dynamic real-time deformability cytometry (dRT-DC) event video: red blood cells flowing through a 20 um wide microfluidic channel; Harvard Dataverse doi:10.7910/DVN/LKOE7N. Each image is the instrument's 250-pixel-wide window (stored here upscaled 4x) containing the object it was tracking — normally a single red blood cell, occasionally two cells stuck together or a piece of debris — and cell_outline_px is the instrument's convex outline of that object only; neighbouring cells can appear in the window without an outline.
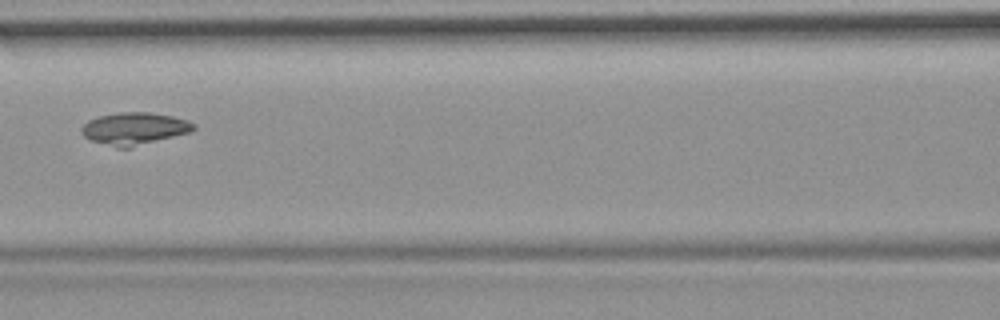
{"species": "common noctule bat (a hibernating species)", "species_latin": "Nyctalus noctula", "temperature_condition": "room temperature", "stored_images_in_passage": 3, "camera_frame_rate_fps": 3000, "um_per_image_px": 0.085, "animal": {"sex": "female", "body_mass_g": 19.9}, "frame": {"image": 1, "passage_image": 3, "time_ms": 0.667, "image_size_px": [1000, 320], "cell_outline_px": [[196, 128], [188, 132], [128, 148], [116, 148], [92, 140], [84, 136], [80, 132], [80, 128], [88, 120], [100, 116], [120, 112], [148, 112], [172, 116], [188, 120], [196, 124]], "centroid_in_image_um": [11.39, 10.92], "position_along_channel_um": 155.2, "area_um2": 20.87}}